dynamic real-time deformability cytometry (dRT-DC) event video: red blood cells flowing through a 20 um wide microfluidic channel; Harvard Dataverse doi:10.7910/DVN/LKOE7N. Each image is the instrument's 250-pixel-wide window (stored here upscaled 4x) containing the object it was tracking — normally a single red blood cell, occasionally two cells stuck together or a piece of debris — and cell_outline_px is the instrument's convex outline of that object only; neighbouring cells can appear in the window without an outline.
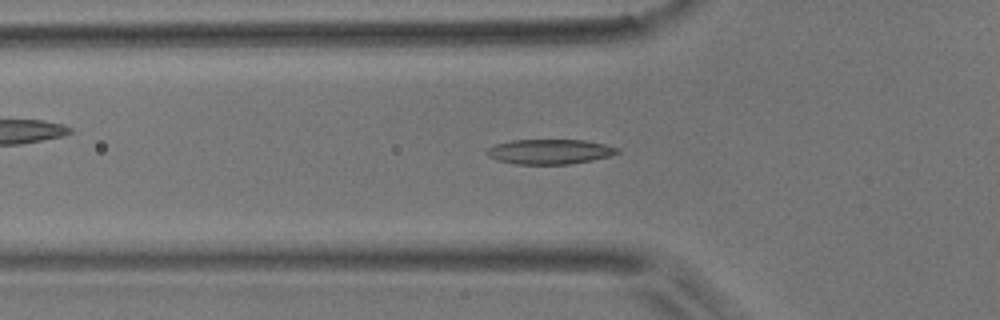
{"species": "common noctule bat (a hibernating species)", "species_latin": "Nyctalus noctula", "temperature_condition": "room temperature", "stored_images_in_passage": 52, "camera_frame_rate_fps": 3000, "um_per_image_px": 0.085, "animal": {"sex": "male", "body_mass_g": 17.9}, "frame": {"image": 1, "passage_image": 16, "time_ms": 5.0, "image_size_px": [1000, 320], "cell_outline_px": [[620, 152], [608, 156], [592, 160], [568, 164], [516, 164], [496, 160], [488, 156], [484, 152], [492, 144], [512, 140], [584, 140], [604, 144], [616, 148]], "centroid_in_image_um": [46.64, 12.89], "position_along_channel_um": 79.2, "area_um2": 18.9}}
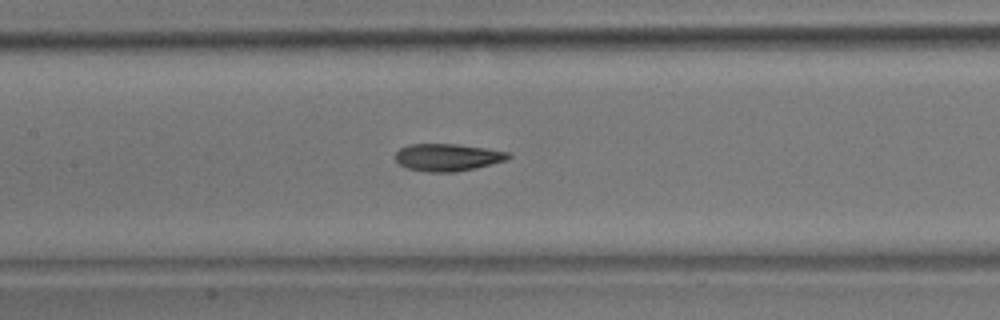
{"frame": {"image": 2, "passage_image": 23, "time_ms": 7.333, "image_size_px": [1000, 320], "cell_outline_px": [[512, 156], [508, 160], [476, 168], [456, 172], [428, 172], [408, 168], [400, 164], [396, 160], [396, 152], [400, 148], [408, 144], [456, 144], [484, 148], [508, 152]], "centroid_in_image_um": [38.06, 13.37], "position_along_channel_um": 169.3, "area_um2": 17.98}}
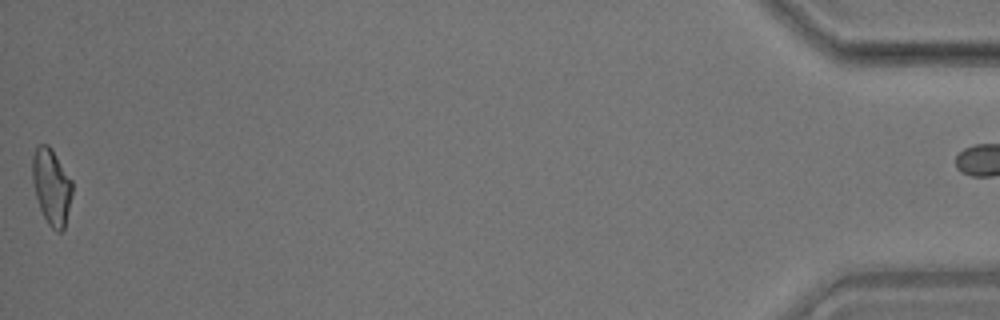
{"frame": {"image": 3, "passage_image": 51, "time_ms": 16.667, "image_size_px": [1000, 320], "cell_outline_px": [[72, 196], [64, 228], [60, 232], [56, 232], [48, 224], [40, 208], [36, 196], [32, 180], [32, 156], [36, 148], [40, 144], [48, 144], [52, 148], [72, 180]], "centroid_in_image_um": [4.38, 15.85], "position_along_channel_um": 430.8, "area_um2": 17.69}, "authors_computed_cell_mechanics": {"area_um2": 18.2359, "velocity_mm_per_s": 3.8281, "shape_relaxation_time_tau1_ms": 6.1338, "shape_relaxation_time_tau2_ms": 2.1287, "deformation_change_tau1": 0.1808, "deformation_change_tau2": 0.0911}}